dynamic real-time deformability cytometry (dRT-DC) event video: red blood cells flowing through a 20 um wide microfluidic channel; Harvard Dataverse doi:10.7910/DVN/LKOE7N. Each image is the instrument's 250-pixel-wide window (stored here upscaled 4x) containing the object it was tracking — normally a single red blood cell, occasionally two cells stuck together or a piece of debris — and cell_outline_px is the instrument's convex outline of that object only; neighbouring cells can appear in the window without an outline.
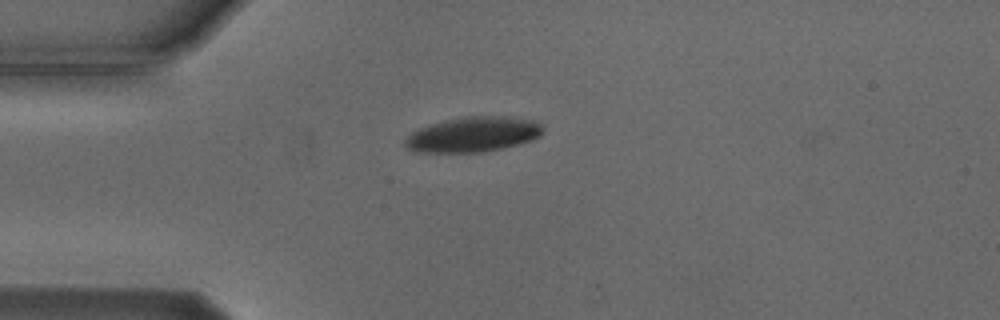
{"species": "Egyptian fruit bat (a non-hibernating species)", "species_latin": "Rousettus aegyptiacus", "temperature_condition": "cold", "stored_images_in_passage": 3, "camera_frame_rate_fps": 3000, "um_per_image_px": 0.085, "animal": {"sex": "male"}, "frame": {"image": 1, "passage_image": 1, "time_ms": 0.0, "image_size_px": [1000, 320], "cell_outline_px": [[544, 132], [540, 136], [532, 140], [484, 152], [416, 152], [404, 148], [404, 140], [412, 132], [420, 128], [444, 120], [468, 116], [512, 116], [540, 120], [544, 128]], "centroid_in_image_um": [40.27, 11.41], "position_along_channel_um": 44.7, "area_um2": 28.5}}
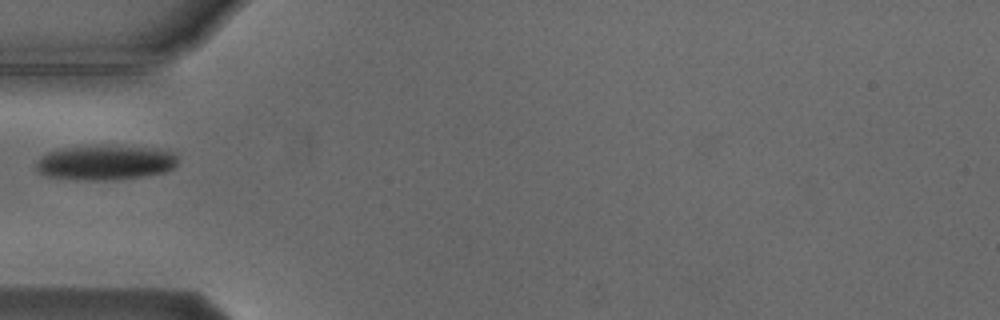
{"frame": {"image": 2, "passage_image": 2, "time_ms": 1.333, "image_size_px": [1000, 320], "cell_outline_px": [[180, 160], [172, 168], [164, 172], [140, 176], [112, 180], [88, 180], [44, 176], [36, 168], [36, 164], [40, 156], [48, 152], [60, 148], [84, 144], [104, 144], [160, 148], [172, 152]], "centroid_in_image_um": [8.94, 13.77], "position_along_channel_um": 76.1, "area_um2": 29.48}}
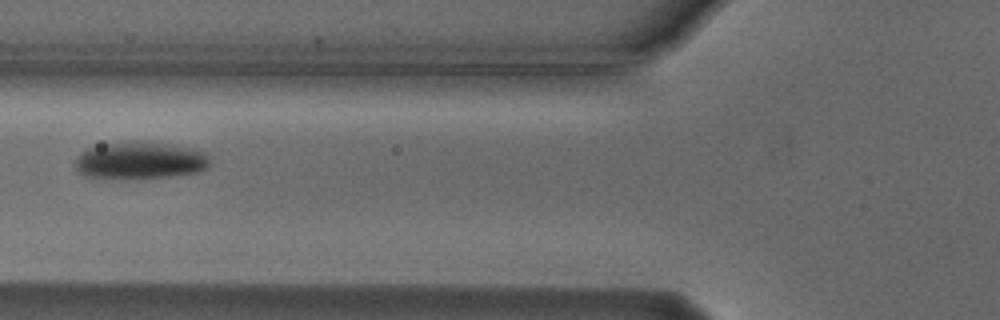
{"frame": {"image": 3, "passage_image": 3, "time_ms": 2.333, "image_size_px": [1000, 320], "cell_outline_px": [[212, 164], [200, 172], [172, 176], [84, 176], [76, 168], [76, 156], [80, 152], [88, 148], [104, 144], [160, 144], [192, 148], [208, 152], [212, 156]], "centroid_in_image_um": [12.02, 13.64], "position_along_channel_um": 113.8, "area_um2": 27.8}}